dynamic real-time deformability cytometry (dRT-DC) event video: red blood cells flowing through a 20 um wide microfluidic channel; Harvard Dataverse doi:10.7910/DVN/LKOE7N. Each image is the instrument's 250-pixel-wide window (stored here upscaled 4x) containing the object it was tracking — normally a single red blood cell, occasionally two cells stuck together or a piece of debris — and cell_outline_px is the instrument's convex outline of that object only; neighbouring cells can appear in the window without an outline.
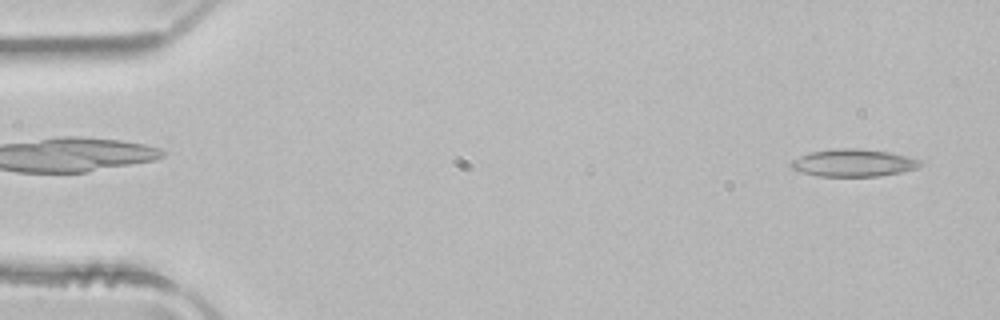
{"species": "common noctule bat (a hibernating species)", "species_latin": "Nyctalus noctula", "temperature_condition": "room temperature", "stored_images_in_passage": 49, "camera_frame_rate_fps": 3000, "um_per_image_px": 0.085, "animal": {"sex": "male", "body_mass_g": 21.5, "forearm_length_mm": 52.0}, "frame": {"image": 1, "passage_image": 2, "time_ms": 0.333, "image_size_px": [1000, 320], "cell_outline_px": [[924, 164], [916, 168], [900, 172], [880, 176], [816, 176], [800, 172], [792, 168], [788, 164], [792, 160], [808, 152], [840, 148], [856, 148], [888, 152], [908, 156], [924, 160]], "centroid_in_image_um": [72.54, 13.84], "position_along_channel_um": 12.5, "area_um2": 20.81}}
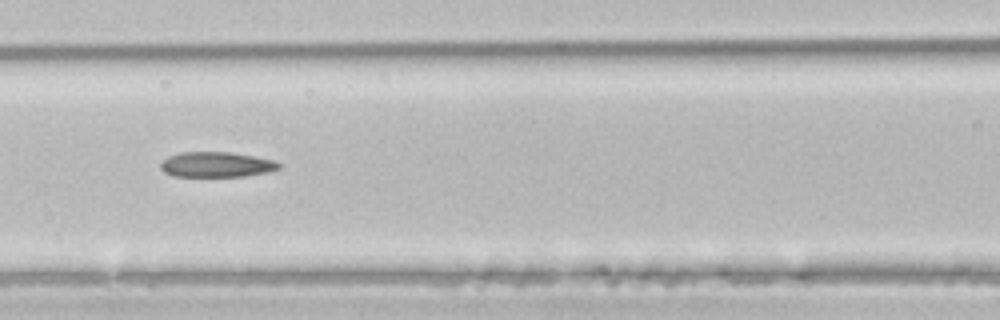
{"frame": {"image": 2, "passage_image": 21, "time_ms": 6.667, "image_size_px": [1000, 320], "cell_outline_px": [[280, 168], [268, 172], [244, 176], [172, 176], [164, 172], [160, 168], [160, 164], [168, 156], [180, 152], [228, 152], [276, 160], [280, 164]], "centroid_in_image_um": [18.39, 13.99], "position_along_channel_um": 148.2, "area_um2": 17.34}}
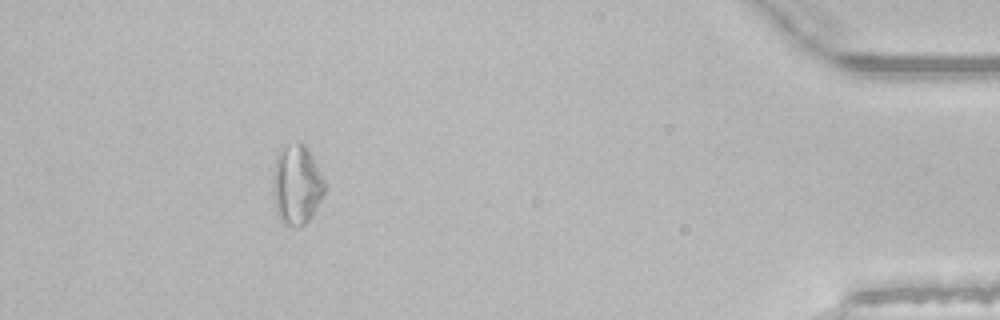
{"frame": {"image": 3, "passage_image": 45, "time_ms": 14.667, "image_size_px": [1000, 320], "cell_outline_px": [[328, 188], [312, 216], [300, 228], [292, 228], [284, 224], [280, 220], [276, 212], [272, 192], [272, 184], [276, 156], [280, 148], [296, 144], [304, 144], [308, 148], [328, 184]], "centroid_in_image_um": [25.24, 15.75], "position_along_channel_um": 410.0, "area_um2": 24.62}, "authors_computed_cell_mechanics": {"area_um2": 19.3052, "velocity_mm_per_s": 4.0065, "shape_relaxation_time_tau1_ms": null, "shape_relaxation_time_tau2_ms": 3.4362, "deformation_change_tau1": null, "deformation_change_tau2": 0.1205}}